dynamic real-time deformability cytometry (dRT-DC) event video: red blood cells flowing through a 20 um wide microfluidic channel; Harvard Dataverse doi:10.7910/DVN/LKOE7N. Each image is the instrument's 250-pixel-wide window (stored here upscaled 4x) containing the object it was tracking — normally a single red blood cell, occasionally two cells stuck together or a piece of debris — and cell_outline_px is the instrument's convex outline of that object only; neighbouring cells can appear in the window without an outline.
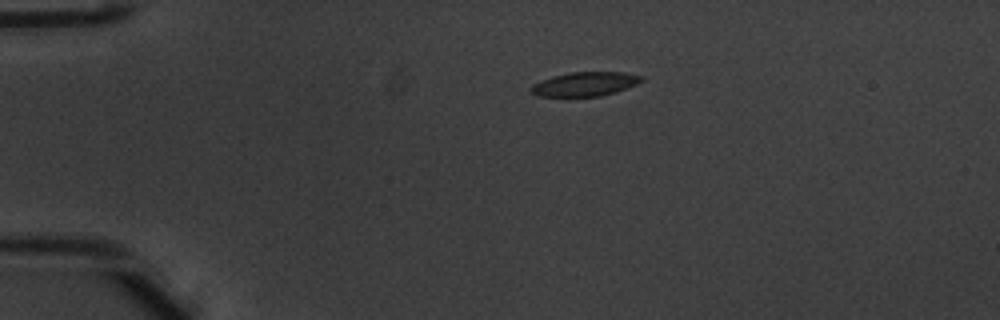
{"species": "common noctule bat (a hibernating species)", "species_latin": "Nyctalus noctula", "temperature_condition": "warm", "stored_images_in_passage": 6, "camera_frame_rate_fps": 3000, "um_per_image_px": 0.085, "animal": {"sex": "male", "body_mass_g": 20.1, "forearm_length_mm": 53.5}, "frame": {"image": 1, "passage_image": 6, "time_ms": 1.667, "image_size_px": [1000, 320], "cell_outline_px": [[644, 80], [636, 84], [616, 92], [600, 96], [536, 96], [528, 88], [532, 84], [556, 76], [572, 72], [624, 72], [644, 76]], "centroid_in_image_um": [49.75, 7.14], "position_along_channel_um": 35.2, "area_um2": 15.37}}